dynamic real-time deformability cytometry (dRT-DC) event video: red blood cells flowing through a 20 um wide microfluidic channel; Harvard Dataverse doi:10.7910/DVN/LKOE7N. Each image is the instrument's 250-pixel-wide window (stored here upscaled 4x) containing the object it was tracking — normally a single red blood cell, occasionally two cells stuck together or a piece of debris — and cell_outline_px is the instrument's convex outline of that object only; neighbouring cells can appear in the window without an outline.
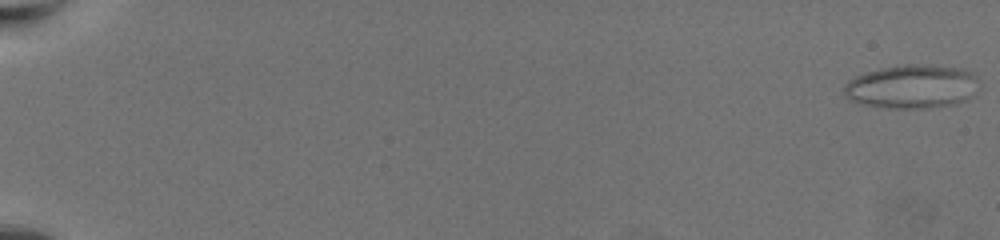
{"species": "common noctule bat (a hibernating species)", "species_latin": "Nyctalus noctula", "temperature_condition": "warm", "stored_images_in_passage": 63, "camera_frame_rate_fps": 3000, "um_per_image_px": 0.085, "animal": {"sex": "female", "body_mass_g": 19.5, "forearm_length_mm": 54.1}, "frame": {"image": 1, "passage_image": 1, "time_ms": 0.0, "image_size_px": [1000, 240], "cell_outline_px": [[976, 76], [968, 100], [956, 104], [936, 108], [888, 108], [864, 104], [848, 100], [844, 96], [844, 84], [848, 80], [856, 76], [868, 72], [884, 68], [904, 64], [916, 64], [964, 68]], "centroid_in_image_um": [77.45, 7.37], "position_along_channel_um": 7.5, "area_um2": 34.1}}
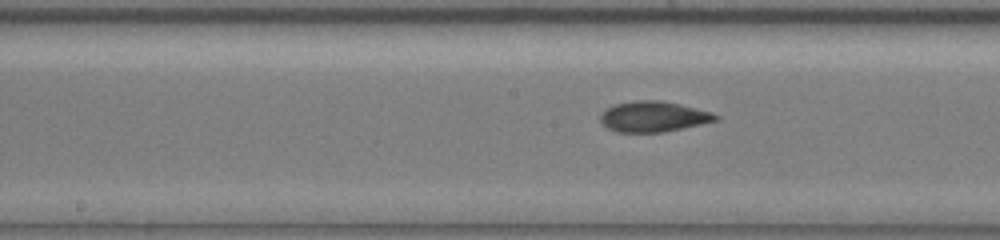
{"frame": {"image": 2, "passage_image": 37, "time_ms": 12.0, "image_size_px": [1000, 240], "cell_outline_px": [[720, 120], [664, 132], [616, 132], [608, 128], [600, 120], [600, 112], [612, 104], [636, 100], [660, 100], [680, 104], [712, 112], [720, 116]], "centroid_in_image_um": [55.54, 9.9], "position_along_channel_um": 192.7, "area_um2": 20.75}}
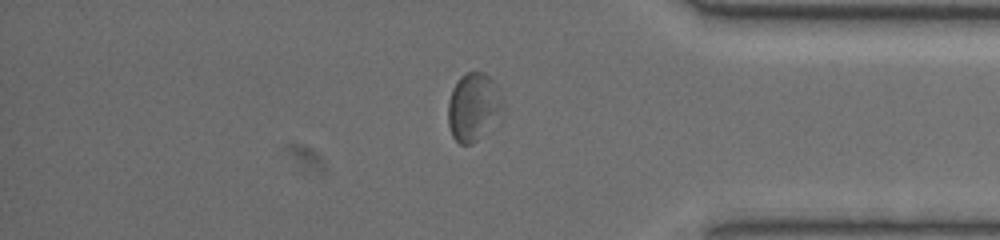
{"frame": {"image": 3, "passage_image": 56, "time_ms": 18.333, "image_size_px": [1000, 240], "cell_outline_px": [[496, 108], [476, 140], [472, 144], [460, 144], [452, 136], [448, 124], [448, 100], [452, 88], [460, 76], [464, 72], [484, 72], [492, 80], [496, 104]], "centroid_in_image_um": [40.0, 9.04], "position_along_channel_um": 395.2, "area_um2": 19.31}}